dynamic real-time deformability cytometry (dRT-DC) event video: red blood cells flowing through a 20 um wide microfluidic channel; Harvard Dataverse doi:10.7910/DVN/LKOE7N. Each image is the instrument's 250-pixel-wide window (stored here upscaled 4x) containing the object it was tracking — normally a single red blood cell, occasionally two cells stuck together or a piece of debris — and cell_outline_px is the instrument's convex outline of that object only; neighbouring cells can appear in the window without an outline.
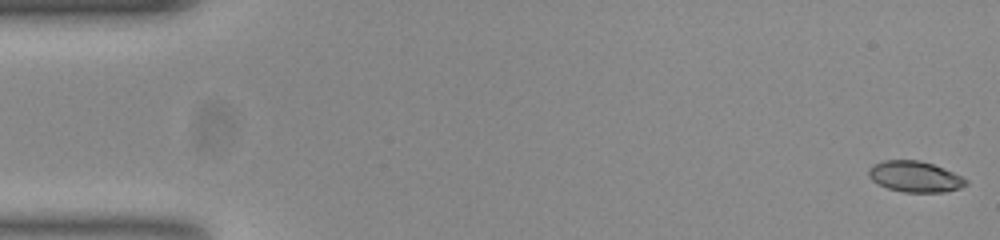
{"species": "common noctule bat (a hibernating species)", "species_latin": "Nyctalus noctula", "temperature_condition": "room temperature", "stored_images_in_passage": 54, "camera_frame_rate_fps": 3000, "um_per_image_px": 0.085, "animal": {"sex": "female", "body_mass_g": 23.0, "forearm_length_mm": 53.4}, "frame": {"image": 1, "passage_image": 1, "time_ms": 0.0, "image_size_px": [1000, 240], "cell_outline_px": [[968, 184], [960, 188], [944, 192], [904, 192], [888, 188], [872, 180], [868, 176], [868, 168], [872, 164], [884, 160], [920, 160], [932, 164], [952, 172], [968, 180]], "centroid_in_image_um": [77.75, 15.01], "position_along_channel_um": 7.3, "area_um2": 17.46}}
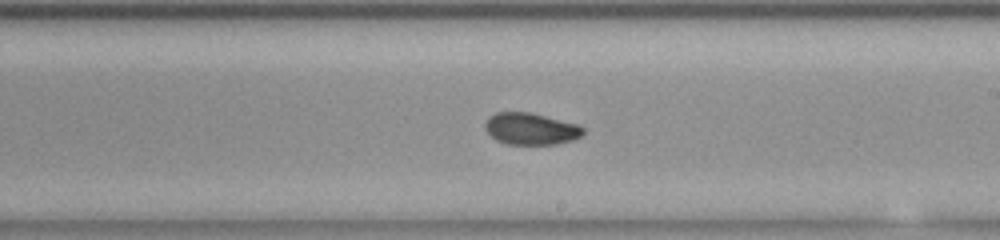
{"frame": {"image": 2, "passage_image": 31, "time_ms": 10.0, "image_size_px": [1000, 240], "cell_outline_px": [[584, 132], [580, 136], [572, 140], [556, 144], [508, 144], [496, 140], [484, 128], [484, 124], [488, 116], [496, 112], [532, 112], [576, 124], [584, 128]], "centroid_in_image_um": [45.09, 10.94], "position_along_channel_um": 243.9, "area_um2": 18.15}}
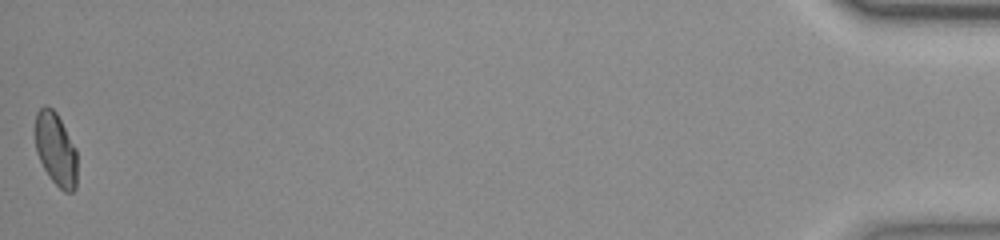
{"frame": {"image": 3, "passage_image": 54, "time_ms": 17.667, "image_size_px": [1000, 240], "cell_outline_px": [[76, 188], [72, 192], [64, 192], [48, 176], [36, 152], [36, 112], [44, 104], [52, 108], [56, 112], [76, 148]], "centroid_in_image_um": [4.74, 12.68], "position_along_channel_um": 430.5, "area_um2": 17.74}, "authors_computed_cell_mechanics": {"area_um2": 18.1781, "velocity_mm_per_s": 3.7655, "shape_relaxation_time_tau1_ms": 5.5209, "shape_relaxation_time_tau2_ms": 1.5448, "deformation_change_tau1": 0.1268, "deformation_change_tau2": 0.0421}}